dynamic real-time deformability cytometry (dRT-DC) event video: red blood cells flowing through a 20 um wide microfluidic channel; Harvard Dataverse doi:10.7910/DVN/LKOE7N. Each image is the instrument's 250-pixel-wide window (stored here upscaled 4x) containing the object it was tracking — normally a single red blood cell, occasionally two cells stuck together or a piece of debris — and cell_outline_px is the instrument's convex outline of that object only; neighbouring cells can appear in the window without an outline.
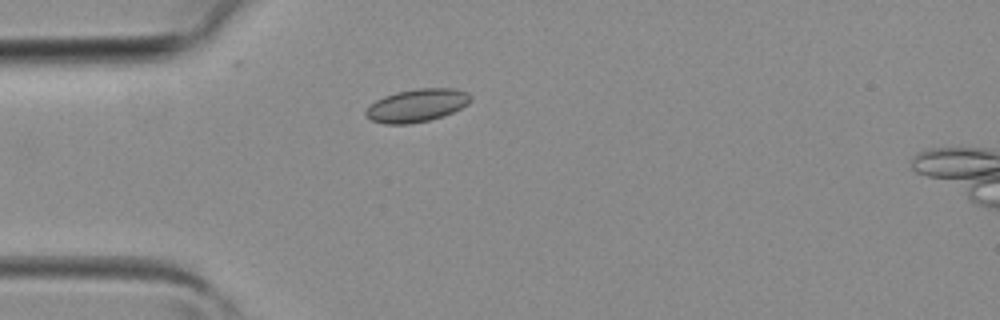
{"species": "common noctule bat (a hibernating species)", "species_latin": "Nyctalus noctula", "temperature_condition": "room temperature", "stored_images_in_passage": 4, "camera_frame_rate_fps": 3000, "um_per_image_px": 0.085, "animal": {"sex": "female", "body_mass_g": 19.3, "forearm_length_mm": 54.1}, "frame": {"image": 1, "passage_image": 3, "time_ms": 0.667, "image_size_px": [1000, 320], "cell_outline_px": [[472, 100], [468, 104], [452, 112], [428, 120], [408, 124], [384, 124], [372, 120], [364, 112], [376, 100], [384, 96], [396, 92], [420, 88], [452, 88], [468, 92], [472, 96]], "centroid_in_image_um": [35.46, 8.95], "position_along_channel_um": 49.5, "area_um2": 19.88}}